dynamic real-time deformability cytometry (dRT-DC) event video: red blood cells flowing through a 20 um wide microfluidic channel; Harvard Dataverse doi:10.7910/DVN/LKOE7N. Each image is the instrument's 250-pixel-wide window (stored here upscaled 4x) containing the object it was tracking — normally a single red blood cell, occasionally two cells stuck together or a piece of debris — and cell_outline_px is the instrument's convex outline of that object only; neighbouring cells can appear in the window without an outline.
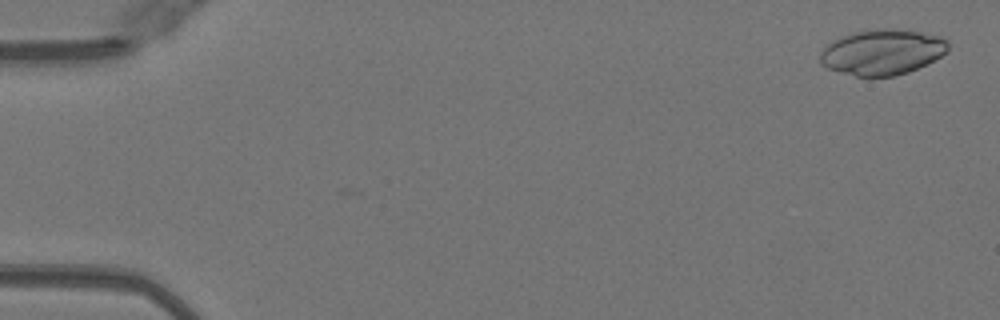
{"species": "Egyptian fruit bat (a non-hibernating species)", "species_latin": "Rousettus aegyptiacus", "temperature_condition": "warm", "stored_images_in_passage": 3, "camera_frame_rate_fps": 3000, "um_per_image_px": 0.085, "animal": {"sex": "female"}, "frame": {"image": 1, "passage_image": 2, "time_ms": 0.333, "image_size_px": [1000, 320], "cell_outline_px": [[948, 48], [940, 56], [908, 72], [892, 76], [856, 76], [828, 68], [820, 64], [820, 52], [832, 40], [840, 36], [852, 32], [880, 28], [896, 28], [944, 36], [948, 40]], "centroid_in_image_um": [74.97, 4.4], "position_along_channel_um": 10.0, "area_um2": 33.87}}